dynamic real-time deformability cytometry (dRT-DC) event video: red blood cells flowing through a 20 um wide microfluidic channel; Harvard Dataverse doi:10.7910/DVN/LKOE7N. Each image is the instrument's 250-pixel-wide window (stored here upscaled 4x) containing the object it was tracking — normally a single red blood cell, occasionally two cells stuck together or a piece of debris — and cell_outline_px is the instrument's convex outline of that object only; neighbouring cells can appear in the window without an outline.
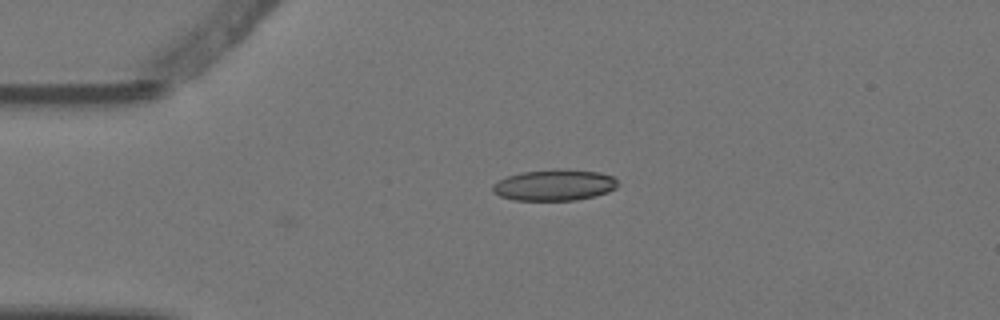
{"species": "Egyptian fruit bat (a non-hibernating species)", "species_latin": "Rousettus aegyptiacus", "temperature_condition": "warm", "stored_images_in_passage": 4, "camera_frame_rate_fps": 3000, "um_per_image_px": 0.085, "animal": {"sex": "female"}, "frame": {"image": 1, "passage_image": 4, "time_ms": 1.0, "image_size_px": [1000, 320], "cell_outline_px": [[620, 184], [616, 188], [608, 192], [576, 200], [512, 200], [500, 196], [492, 192], [492, 184], [508, 176], [524, 172], [560, 168], [564, 168], [600, 172], [612, 176]], "centroid_in_image_um": [47.14, 15.72], "position_along_channel_um": 37.9, "area_um2": 22.83}}